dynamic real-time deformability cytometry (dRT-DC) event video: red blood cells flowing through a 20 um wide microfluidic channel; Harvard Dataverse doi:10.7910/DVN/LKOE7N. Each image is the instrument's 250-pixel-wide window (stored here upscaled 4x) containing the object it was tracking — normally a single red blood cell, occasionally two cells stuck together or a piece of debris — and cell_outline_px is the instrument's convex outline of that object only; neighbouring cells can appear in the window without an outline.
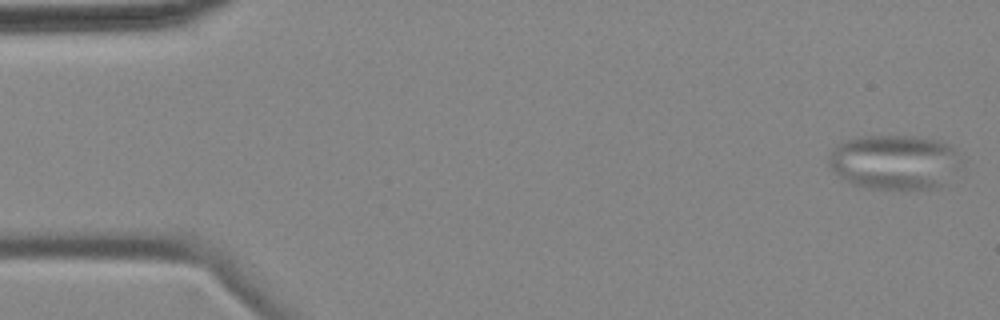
{"species": "common noctule bat (a hibernating species)", "species_latin": "Nyctalus noctula", "temperature_condition": "cold", "stored_images_in_passage": 4, "camera_frame_rate_fps": 3000, "um_per_image_px": 0.085, "animal": {"sex": "female", "body_mass_g": 18.4}, "frame": {"image": 1, "passage_image": 1, "time_ms": 0.0, "image_size_px": [1000, 320], "cell_outline_px": [[952, 152], [940, 184], [932, 188], [868, 188], [852, 184], [840, 176], [828, 164], [828, 156], [832, 148], [836, 144], [860, 136], [912, 136], [936, 140], [952, 144]], "centroid_in_image_um": [75.75, 13.73], "position_along_channel_um": 9.3, "area_um2": 39.77}}